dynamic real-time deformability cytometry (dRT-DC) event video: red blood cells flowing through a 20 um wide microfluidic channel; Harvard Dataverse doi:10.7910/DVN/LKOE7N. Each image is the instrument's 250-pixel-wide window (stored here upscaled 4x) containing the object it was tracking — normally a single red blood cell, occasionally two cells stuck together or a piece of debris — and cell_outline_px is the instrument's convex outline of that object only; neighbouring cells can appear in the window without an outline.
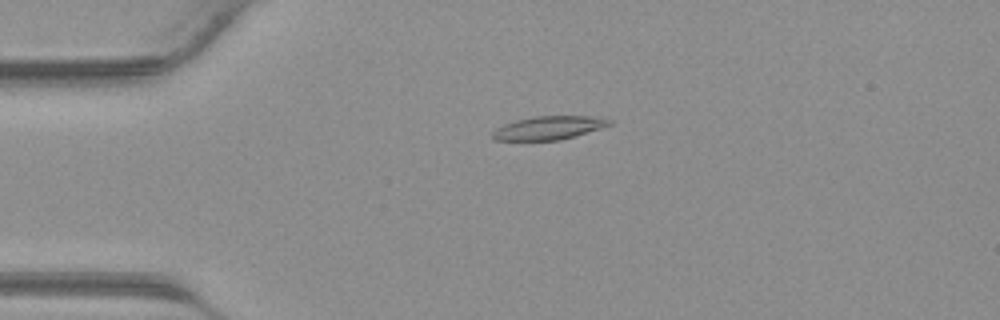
{"species": "common noctule bat (a hibernating species)", "species_latin": "Nyctalus noctula", "temperature_condition": "warm", "stored_images_in_passage": 42, "camera_frame_rate_fps": 3000, "um_per_image_px": 0.085, "animal": {"sex": "male", "body_mass_g": 23.1, "forearm_length_mm": 52.7}, "frame": {"image": 1, "passage_image": 10, "time_ms": 3.0, "image_size_px": [1000, 320], "cell_outline_px": [[612, 124], [600, 128], [560, 140], [496, 140], [492, 136], [492, 132], [496, 128], [504, 124], [516, 120], [536, 116], [588, 116], [612, 120]], "centroid_in_image_um": [46.61, 10.86], "position_along_channel_um": 38.4, "area_um2": 15.66}}
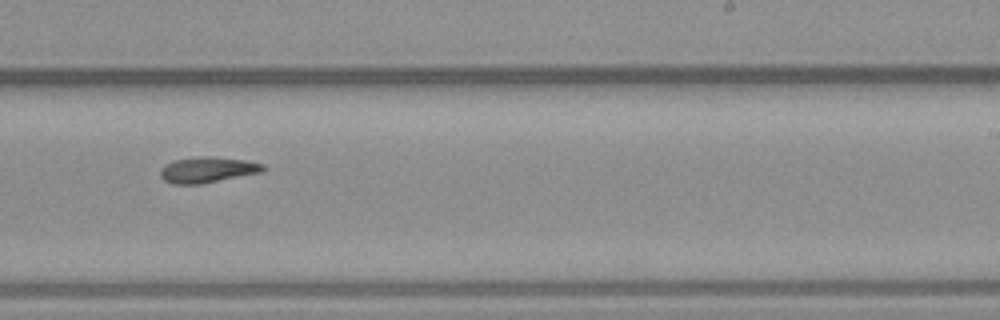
{"frame": {"image": 2, "passage_image": 26, "time_ms": 8.333, "image_size_px": [1000, 320], "cell_outline_px": [[264, 172], [200, 184], [172, 184], [164, 180], [160, 176], [160, 168], [176, 160], [200, 156], [212, 156], [244, 160], [264, 164]], "centroid_in_image_um": [17.65, 14.44], "position_along_channel_um": 271.3, "area_um2": 15.37}}
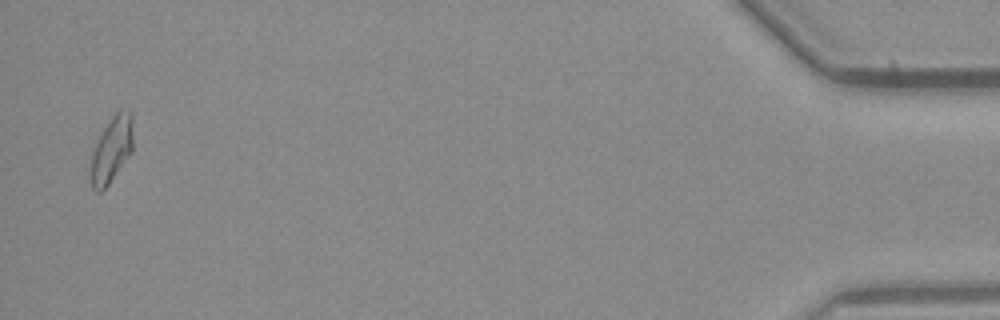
{"frame": {"image": 3, "passage_image": 41, "time_ms": 13.333, "image_size_px": [1000, 320], "cell_outline_px": [[132, 152], [108, 184], [100, 192], [96, 192], [92, 188], [88, 176], [88, 172], [92, 152], [108, 120], [116, 112], [128, 108], [132, 112]], "centroid_in_image_um": [9.46, 12.73], "position_along_channel_um": 425.7, "area_um2": 16.47}}